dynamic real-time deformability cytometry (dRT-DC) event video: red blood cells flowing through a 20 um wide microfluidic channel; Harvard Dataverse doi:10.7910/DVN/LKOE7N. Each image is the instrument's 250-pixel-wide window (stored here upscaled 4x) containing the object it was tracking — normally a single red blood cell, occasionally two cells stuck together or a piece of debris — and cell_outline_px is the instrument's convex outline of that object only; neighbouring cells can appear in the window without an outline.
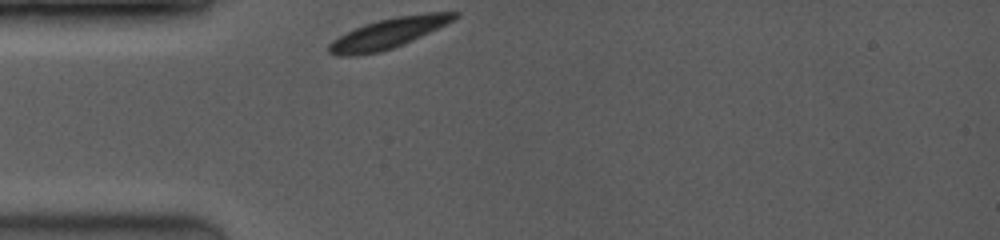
{"species": "common noctule bat (a hibernating species)", "species_latin": "Nyctalus noctula", "temperature_condition": "room temperature", "stored_images_in_passage": 13, "camera_frame_rate_fps": 3500, "um_per_image_px": 0.085, "animal": {"sex": "female", "body_mass_g": 19.0, "forearm_length_mm": 53.3}, "frame": {"image": 1, "passage_image": 1, "time_ms": 0.0, "image_size_px": [1000, 240], "cell_outline_px": [[460, 16], [412, 40], [392, 48], [380, 52], [356, 56], [336, 56], [328, 52], [328, 44], [332, 40], [364, 24], [396, 16], [428, 12], [460, 12]], "centroid_in_image_um": [32.96, 2.83], "position_along_channel_um": 52.0, "area_um2": 21.73}}
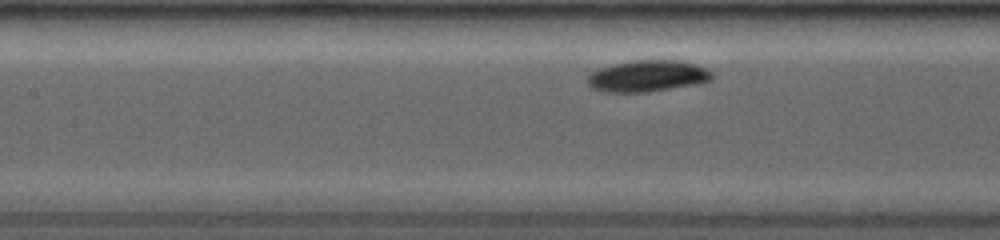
{"frame": {"image": 2, "passage_image": 10, "time_ms": 2.857, "image_size_px": [1000, 240], "cell_outline_px": [[716, 76], [712, 80], [696, 84], [648, 92], [604, 92], [592, 88], [588, 84], [588, 76], [596, 68], [612, 64], [636, 60], [680, 60], [696, 64], [708, 68]], "centroid_in_image_um": [55.07, 6.45], "position_along_channel_um": 152.3, "area_um2": 23.12}}
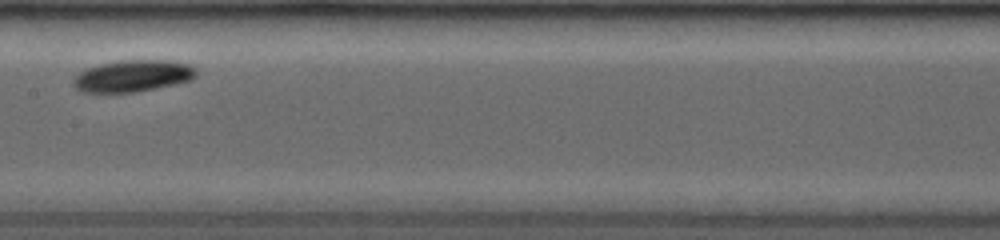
{"frame": {"image": 3, "passage_image": 12, "time_ms": 4.0, "image_size_px": [1000, 240], "cell_outline_px": [[196, 76], [192, 80], [136, 92], [80, 92], [72, 84], [72, 80], [84, 68], [100, 64], [120, 60], [168, 60], [188, 64], [196, 68]], "centroid_in_image_um": [11.27, 6.45], "position_along_channel_um": 196.1, "area_um2": 22.77}}